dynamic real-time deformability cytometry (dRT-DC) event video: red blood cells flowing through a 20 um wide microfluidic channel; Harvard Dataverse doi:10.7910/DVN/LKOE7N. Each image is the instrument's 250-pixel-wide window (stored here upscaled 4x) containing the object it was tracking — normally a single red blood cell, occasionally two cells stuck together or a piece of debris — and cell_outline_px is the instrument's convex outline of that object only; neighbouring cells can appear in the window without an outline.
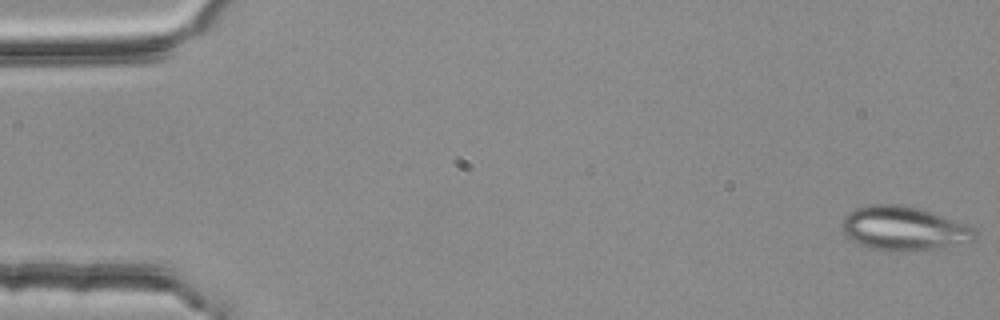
{"species": "common noctule bat (a hibernating species)", "species_latin": "Nyctalus noctula", "temperature_condition": "room temperature", "stored_images_in_passage": 5, "camera_frame_rate_fps": 3000, "um_per_image_px": 0.085, "animal": {"sex": "female", "body_mass_g": 25.1}, "frame": {"image": 1, "passage_image": 1, "time_ms": 0.0, "image_size_px": [1000, 320], "cell_outline_px": [[976, 236], [972, 240], [932, 248], [892, 252], [884, 252], [860, 244], [844, 236], [840, 224], [844, 216], [856, 208], [868, 204], [900, 204], [920, 208], [972, 228]], "centroid_in_image_um": [76.67, 19.4], "position_along_channel_um": 8.3, "area_um2": 33.47}}
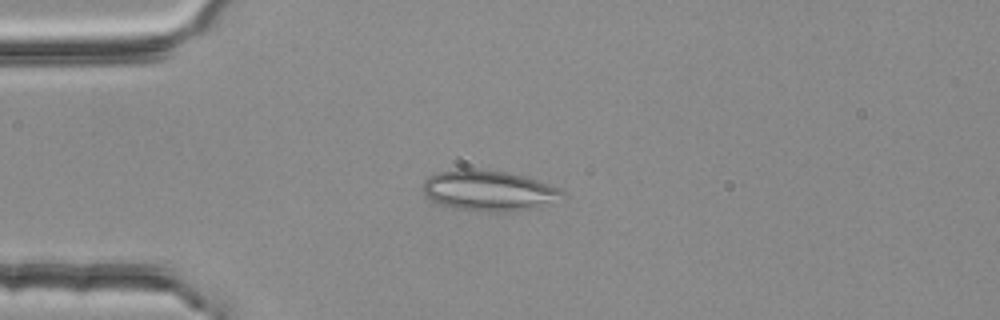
{"frame": {"image": 2, "passage_image": 4, "time_ms": 1.0, "image_size_px": [1000, 320], "cell_outline_px": [[568, 196], [540, 208], [516, 212], [496, 212], [456, 208], [440, 204], [432, 200], [424, 192], [424, 180], [428, 176], [436, 172], [456, 168], [472, 168], [508, 172], [524, 176], [560, 188]], "centroid_in_image_um": [41.61, 16.2], "position_along_channel_um": 43.4, "area_um2": 33.47}}